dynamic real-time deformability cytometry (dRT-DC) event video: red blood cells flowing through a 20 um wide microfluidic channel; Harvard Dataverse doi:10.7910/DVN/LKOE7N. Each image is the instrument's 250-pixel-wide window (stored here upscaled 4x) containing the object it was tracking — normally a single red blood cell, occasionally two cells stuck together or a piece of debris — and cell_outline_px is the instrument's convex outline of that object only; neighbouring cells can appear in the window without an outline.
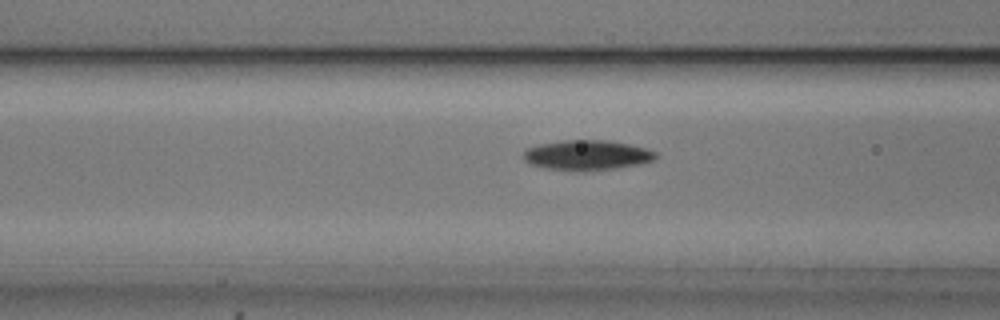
{"species": "common noctule bat (a hibernating species)", "species_latin": "Nyctalus noctula", "temperature_condition": "cold", "stored_images_in_passage": 54, "camera_frame_rate_fps": 3000, "um_per_image_px": 0.085, "animal": {"sex": "male", "body_mass_g": 20.5, "forearm_length_mm": 52.5}, "frame": {"image": 1, "passage_image": 21, "time_ms": 6.667, "image_size_px": [1000, 320], "cell_outline_px": [[656, 156], [652, 160], [640, 164], [616, 168], [584, 172], [576, 172], [544, 168], [528, 164], [524, 160], [524, 152], [528, 148], [540, 144], [564, 140], [608, 140], [628, 144], [644, 148], [656, 152]], "centroid_in_image_um": [49.85, 13.21], "position_along_channel_um": 116.7, "area_um2": 23.29}}
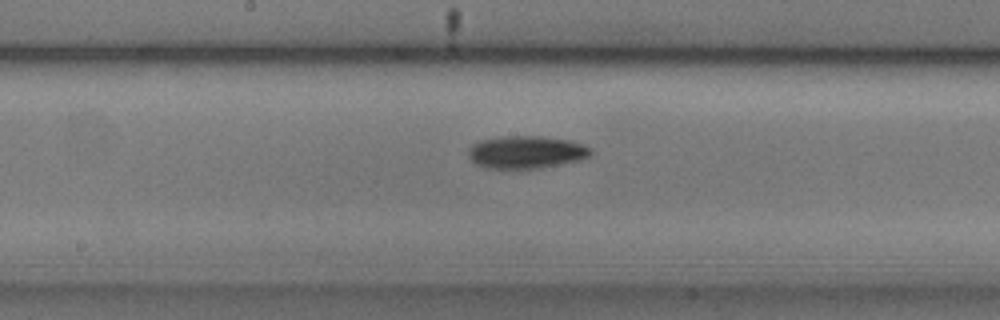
{"frame": {"image": 2, "passage_image": 28, "time_ms": 9.0, "image_size_px": [1000, 320], "cell_outline_px": [[592, 152], [588, 156], [576, 160], [536, 168], [484, 168], [476, 164], [468, 156], [468, 152], [472, 144], [480, 140], [504, 136], [540, 136], [568, 140], [592, 148]], "centroid_in_image_um": [44.66, 12.92], "position_along_channel_um": 203.5, "area_um2": 22.83}}
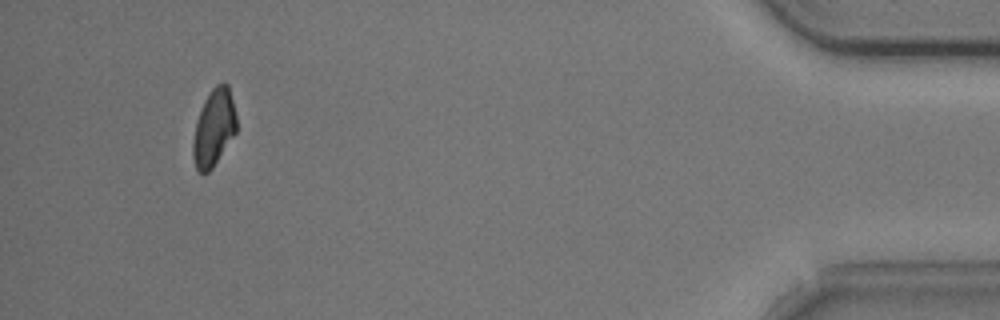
{"frame": {"image": 3, "passage_image": 51, "time_ms": 16.667, "image_size_px": [1000, 320], "cell_outline_px": [[236, 132], [212, 168], [204, 176], [196, 168], [192, 156], [192, 140], [196, 120], [204, 100], [212, 88], [216, 84], [228, 84], [236, 116]], "centroid_in_image_um": [18.15, 10.89], "position_along_channel_um": 417.1, "area_um2": 19.48}, "authors_computed_cell_mechanics": {"area_um2": 21.4149, "velocity_mm_per_s": 3.7015, "shape_relaxation_time_tau1_ms": 3.5207, "shape_relaxation_time_tau2_ms": null, "deformation_change_tau1": 0.1203, "deformation_change_tau2": null}}